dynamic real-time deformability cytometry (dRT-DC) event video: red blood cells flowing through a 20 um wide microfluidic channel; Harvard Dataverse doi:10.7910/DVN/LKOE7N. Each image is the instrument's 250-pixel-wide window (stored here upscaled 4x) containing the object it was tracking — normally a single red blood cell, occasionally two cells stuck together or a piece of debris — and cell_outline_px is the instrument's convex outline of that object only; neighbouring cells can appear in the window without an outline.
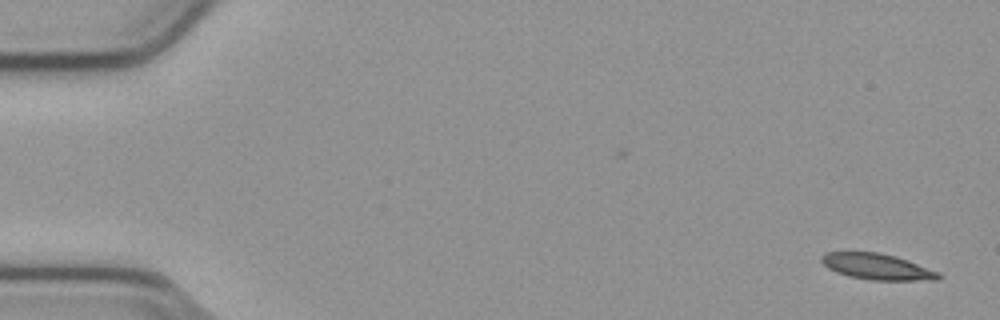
{"species": "common noctule bat (a hibernating species)", "species_latin": "Nyctalus noctula", "temperature_condition": "cold", "stored_images_in_passage": 54, "camera_frame_rate_fps": 3000, "um_per_image_px": 0.085, "animal": {"sex": "male", "body_mass_g": 23.1, "forearm_length_mm": 52.7}, "frame": {"image": 1, "passage_image": 2, "time_ms": 0.333, "image_size_px": [1000, 320], "cell_outline_px": [[944, 276], [940, 280], [872, 280], [848, 276], [836, 272], [828, 268], [820, 260], [820, 256], [824, 252], [880, 252], [896, 256], [908, 260], [940, 272]], "centroid_in_image_um": [74.59, 22.66], "position_along_channel_um": 10.4, "area_um2": 17.98}}
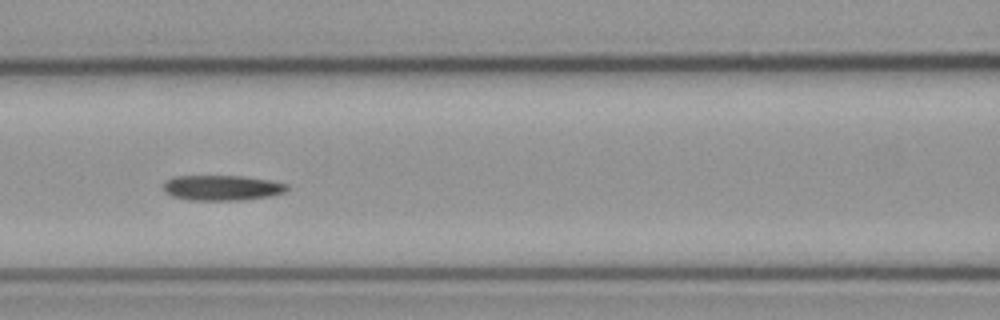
{"frame": {"image": 2, "passage_image": 24, "time_ms": 7.667, "image_size_px": [1000, 320], "cell_outline_px": [[288, 188], [284, 192], [268, 196], [240, 200], [188, 200], [172, 196], [164, 192], [164, 180], [172, 176], [244, 176], [268, 180], [288, 184]], "centroid_in_image_um": [18.81, 15.95], "position_along_channel_um": 147.8, "area_um2": 18.21}}
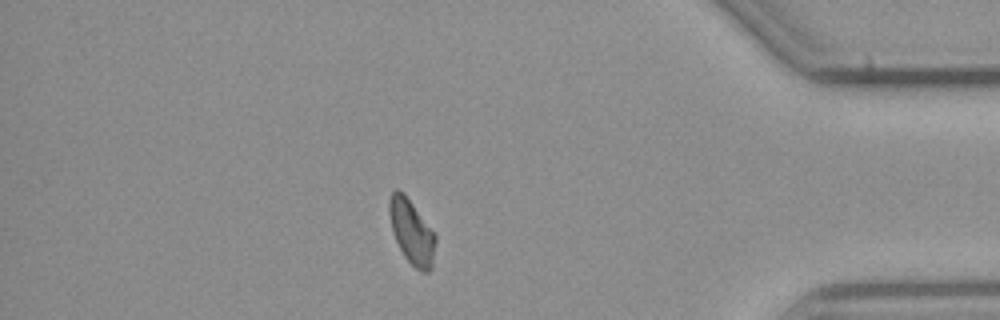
{"frame": {"image": 3, "passage_image": 47, "time_ms": 15.333, "image_size_px": [1000, 320], "cell_outline_px": [[436, 240], [432, 268], [428, 272], [420, 272], [404, 256], [392, 232], [388, 212], [388, 200], [392, 192], [396, 188], [404, 192], [436, 236]], "centroid_in_image_um": [34.97, 19.69], "position_along_channel_um": 400.2, "area_um2": 17.34}}